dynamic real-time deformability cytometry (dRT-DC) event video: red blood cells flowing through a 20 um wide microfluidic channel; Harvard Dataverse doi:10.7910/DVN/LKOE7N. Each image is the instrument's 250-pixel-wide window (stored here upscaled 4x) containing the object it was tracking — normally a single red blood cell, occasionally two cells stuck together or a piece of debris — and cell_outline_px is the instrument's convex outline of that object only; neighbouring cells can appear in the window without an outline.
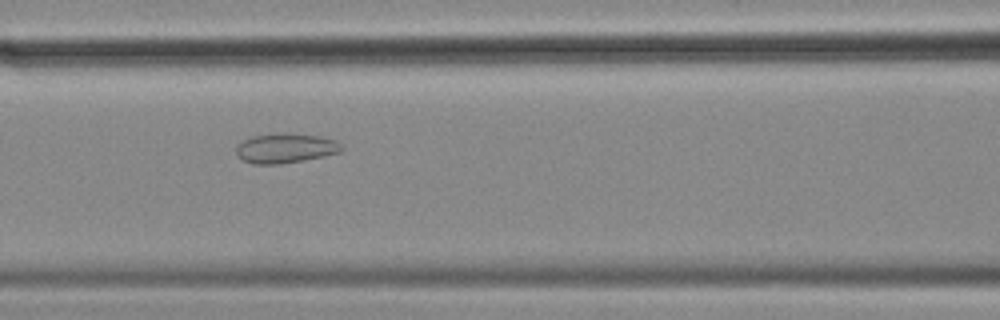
{"species": "common noctule bat (a hibernating species)", "species_latin": "Nyctalus noctula", "temperature_condition": "cold", "stored_images_in_passage": 43, "camera_frame_rate_fps": 3000, "um_per_image_px": 0.085, "animal": {"sex": "female", "body_mass_g": 18.4}, "frame": {"image": 1, "passage_image": 10, "time_ms": 3.0, "image_size_px": [1000, 320], "cell_outline_px": [[344, 148], [340, 152], [324, 156], [304, 160], [280, 164], [252, 164], [244, 160], [236, 152], [236, 144], [252, 136], [320, 136], [336, 140]], "centroid_in_image_um": [24.28, 12.65], "position_along_channel_um": 142.3, "area_um2": 17.34}}
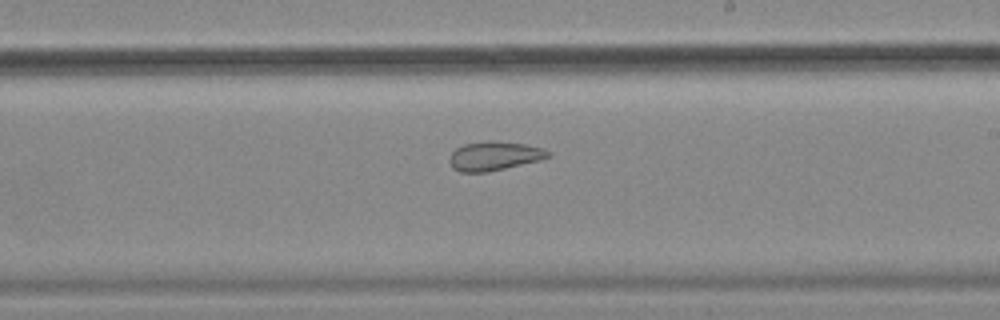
{"frame": {"image": 2, "passage_image": 19, "time_ms": 6.0, "image_size_px": [1000, 320], "cell_outline_px": [[552, 156], [540, 160], [488, 172], [460, 172], [452, 168], [448, 160], [452, 152], [456, 148], [464, 144], [488, 140], [492, 140], [524, 144], [544, 148], [552, 152]], "centroid_in_image_um": [42.02, 13.25], "position_along_channel_um": 247.0, "area_um2": 16.88}}
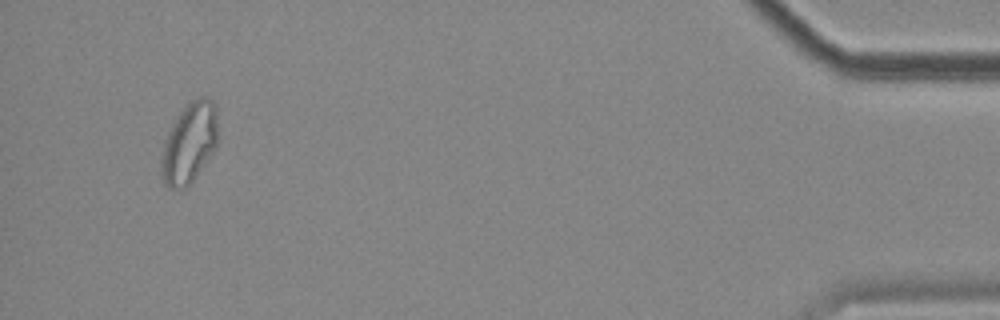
{"frame": {"image": 3, "passage_image": 40, "time_ms": 13.0, "image_size_px": [1000, 320], "cell_outline_px": [[216, 148], [188, 188], [168, 188], [164, 184], [160, 172], [160, 156], [164, 140], [176, 116], [192, 100], [200, 96], [208, 96], [216, 104]], "centroid_in_image_um": [16.06, 12.18], "position_along_channel_um": 419.1, "area_um2": 26.82}, "authors_computed_cell_mechanics": {"area_um2": 19.7098, "velocity_mm_per_s": 3.5006, "shape_relaxation_time_tau1_ms": null, "shape_relaxation_time_tau2_ms": 1.8665, "deformation_change_tau1": null, "deformation_change_tau2": 0.0894}}